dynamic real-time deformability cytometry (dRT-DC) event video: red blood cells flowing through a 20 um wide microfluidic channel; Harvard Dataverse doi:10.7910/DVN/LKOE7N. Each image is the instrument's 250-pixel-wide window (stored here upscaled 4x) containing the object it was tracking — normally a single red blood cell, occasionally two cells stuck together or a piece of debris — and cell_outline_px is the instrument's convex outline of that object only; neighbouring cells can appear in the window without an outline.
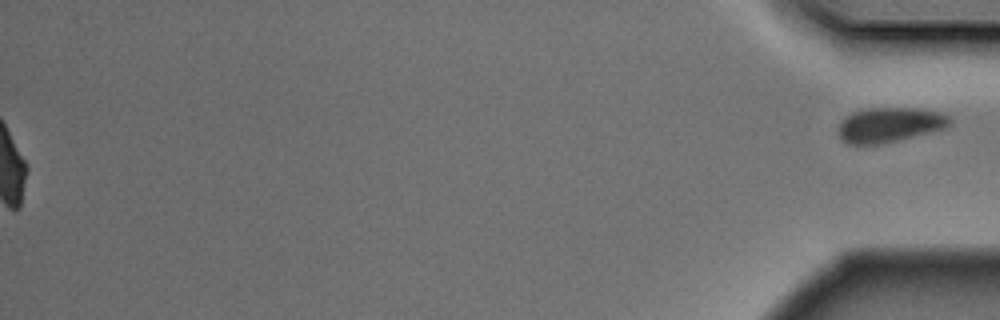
{"species": "Egyptian fruit bat (a non-hibernating species)", "species_latin": "Rousettus aegyptiacus", "temperature_condition": "cold", "stored_images_in_passage": 48, "segment_of_instrument_passage": [2, 2], "camera_frame_rate_fps": 3000, "um_per_image_px": 0.085, "animal": {"sex": "male"}, "frame": {"image": 1, "passage_image": 48, "time_ms": 15.667, "image_size_px": [1000, 320], "cell_outline_px": [[952, 124], [944, 128], [880, 144], [848, 144], [840, 136], [840, 124], [844, 116], [852, 112], [868, 108], [916, 108], [940, 112], [948, 116], [952, 120]], "centroid_in_image_um": [75.62, 10.59], "position_along_channel_um": 359.6, "area_um2": 22.25}}